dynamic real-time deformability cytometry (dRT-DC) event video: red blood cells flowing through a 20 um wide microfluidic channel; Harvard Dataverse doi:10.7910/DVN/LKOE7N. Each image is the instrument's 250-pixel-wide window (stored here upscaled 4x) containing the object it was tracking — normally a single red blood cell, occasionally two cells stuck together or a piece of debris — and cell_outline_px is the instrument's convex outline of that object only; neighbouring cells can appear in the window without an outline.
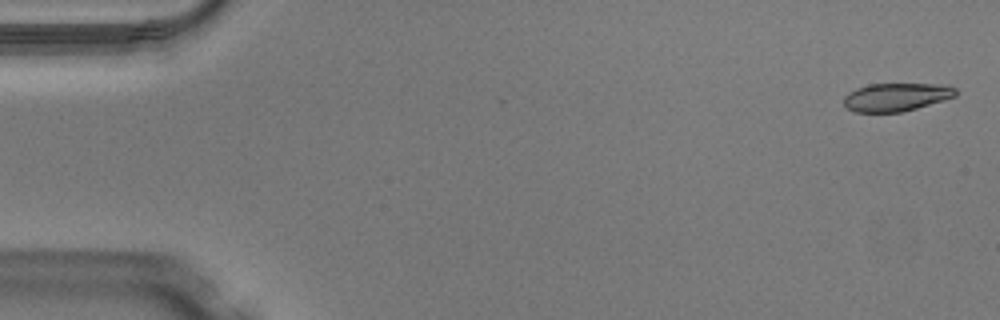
{"species": "Egyptian fruit bat (a non-hibernating species)", "species_latin": "Rousettus aegyptiacus", "temperature_condition": "warm", "stored_images_in_passage": 49, "camera_frame_rate_fps": 3000, "um_per_image_px": 0.085, "animal": {"sex": "male"}, "frame": {"image": 1, "passage_image": 1, "time_ms": 0.0, "image_size_px": [1000, 320], "cell_outline_px": [[956, 96], [916, 108], [900, 112], [856, 112], [848, 108], [844, 104], [844, 96], [848, 92], [856, 88], [868, 84], [948, 84], [956, 88]], "centroid_in_image_um": [76.18, 8.23], "position_along_channel_um": 8.8, "area_um2": 18.32}}
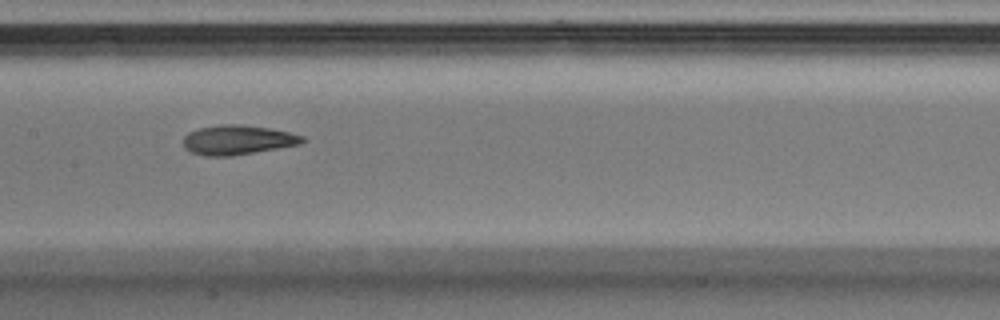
{"frame": {"image": 2, "passage_image": 24, "time_ms": 7.667, "image_size_px": [1000, 320], "cell_outline_px": [[304, 140], [300, 144], [232, 156], [204, 156], [192, 152], [184, 148], [184, 136], [188, 132], [200, 128], [220, 124], [240, 124], [268, 128], [288, 132], [304, 136]], "centroid_in_image_um": [20.17, 11.89], "position_along_channel_um": 187.2, "area_um2": 20.35}}
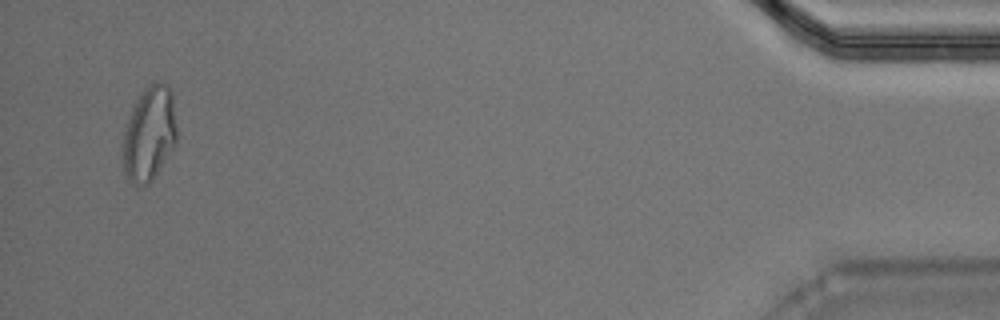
{"frame": {"image": 3, "passage_image": 47, "time_ms": 15.333, "image_size_px": [1000, 320], "cell_outline_px": [[176, 144], [152, 180], [148, 184], [136, 188], [132, 184], [124, 172], [120, 148], [120, 144], [132, 108], [136, 100], [144, 88], [152, 80], [168, 84], [172, 88], [176, 124]], "centroid_in_image_um": [12.67, 11.37], "position_along_channel_um": 422.5, "area_um2": 30.52}, "authors_computed_cell_mechanics": {"area_um2": 20.3456, "velocity_mm_per_s": 4.1124, "shape_relaxation_time_tau1_ms": 6.1387, "shape_relaxation_time_tau2_ms": 2.0747, "deformation_change_tau1": 0.2274, "deformation_change_tau2": 0.0982}}